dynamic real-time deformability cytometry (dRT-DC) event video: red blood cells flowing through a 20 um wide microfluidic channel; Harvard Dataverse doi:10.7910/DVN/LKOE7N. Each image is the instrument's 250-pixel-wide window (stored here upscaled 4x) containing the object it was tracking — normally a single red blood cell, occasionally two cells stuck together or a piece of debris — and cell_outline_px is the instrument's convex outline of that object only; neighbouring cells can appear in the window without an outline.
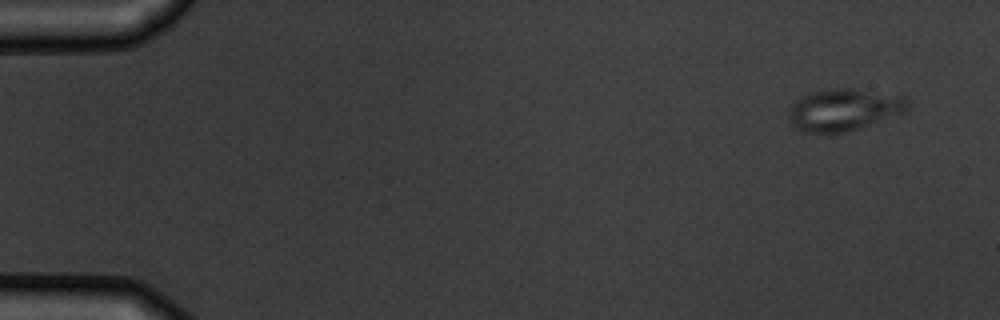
{"species": "common noctule bat (a hibernating species)", "species_latin": "Nyctalus noctula", "temperature_condition": "warm", "stored_images_in_passage": 5, "camera_frame_rate_fps": 3000, "um_per_image_px": 0.085, "animal": {"sex": "male", "body_mass_g": 19.5, "forearm_length_mm": 54.6}, "frame": {"image": 1, "passage_image": 1, "time_ms": 0.0, "image_size_px": [1000, 320], "cell_outline_px": [[908, 108], [904, 112], [844, 132], [804, 132], [796, 128], [788, 120], [788, 112], [792, 104], [800, 96], [808, 92], [828, 88], [852, 88], [904, 96], [908, 100]], "centroid_in_image_um": [71.67, 9.29], "position_along_channel_um": 13.3, "area_um2": 28.9}}